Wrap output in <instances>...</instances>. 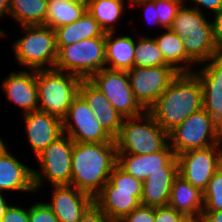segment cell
<instances>
[{"instance_id": "41", "label": "cell", "mask_w": 222, "mask_h": 222, "mask_svg": "<svg viewBox=\"0 0 222 222\" xmlns=\"http://www.w3.org/2000/svg\"><path fill=\"white\" fill-rule=\"evenodd\" d=\"M194 2L196 5L192 8L197 9L198 11L202 12L203 10L200 7L210 10L213 15L219 12L222 9V0H187ZM200 6V7H199Z\"/></svg>"}, {"instance_id": "38", "label": "cell", "mask_w": 222, "mask_h": 222, "mask_svg": "<svg viewBox=\"0 0 222 222\" xmlns=\"http://www.w3.org/2000/svg\"><path fill=\"white\" fill-rule=\"evenodd\" d=\"M130 4L133 6H144L145 18L148 23L156 24L159 27V19L157 17V7H155L154 0H129Z\"/></svg>"}, {"instance_id": "40", "label": "cell", "mask_w": 222, "mask_h": 222, "mask_svg": "<svg viewBox=\"0 0 222 222\" xmlns=\"http://www.w3.org/2000/svg\"><path fill=\"white\" fill-rule=\"evenodd\" d=\"M79 222H113L105 212L93 203L82 215Z\"/></svg>"}, {"instance_id": "25", "label": "cell", "mask_w": 222, "mask_h": 222, "mask_svg": "<svg viewBox=\"0 0 222 222\" xmlns=\"http://www.w3.org/2000/svg\"><path fill=\"white\" fill-rule=\"evenodd\" d=\"M178 172H156L143 181L141 205L149 207L168 206L174 178Z\"/></svg>"}, {"instance_id": "35", "label": "cell", "mask_w": 222, "mask_h": 222, "mask_svg": "<svg viewBox=\"0 0 222 222\" xmlns=\"http://www.w3.org/2000/svg\"><path fill=\"white\" fill-rule=\"evenodd\" d=\"M29 222H58V219L45 202H37L29 208Z\"/></svg>"}, {"instance_id": "27", "label": "cell", "mask_w": 222, "mask_h": 222, "mask_svg": "<svg viewBox=\"0 0 222 222\" xmlns=\"http://www.w3.org/2000/svg\"><path fill=\"white\" fill-rule=\"evenodd\" d=\"M87 6L69 0H48L46 25L52 29L65 26L80 19Z\"/></svg>"}, {"instance_id": "43", "label": "cell", "mask_w": 222, "mask_h": 222, "mask_svg": "<svg viewBox=\"0 0 222 222\" xmlns=\"http://www.w3.org/2000/svg\"><path fill=\"white\" fill-rule=\"evenodd\" d=\"M202 222H222V211H203Z\"/></svg>"}, {"instance_id": "15", "label": "cell", "mask_w": 222, "mask_h": 222, "mask_svg": "<svg viewBox=\"0 0 222 222\" xmlns=\"http://www.w3.org/2000/svg\"><path fill=\"white\" fill-rule=\"evenodd\" d=\"M51 202L48 207L58 222H79L82 215L94 203L89 194L70 185L53 186Z\"/></svg>"}, {"instance_id": "12", "label": "cell", "mask_w": 222, "mask_h": 222, "mask_svg": "<svg viewBox=\"0 0 222 222\" xmlns=\"http://www.w3.org/2000/svg\"><path fill=\"white\" fill-rule=\"evenodd\" d=\"M127 73L134 97L146 111L179 74L172 66L133 67Z\"/></svg>"}, {"instance_id": "17", "label": "cell", "mask_w": 222, "mask_h": 222, "mask_svg": "<svg viewBox=\"0 0 222 222\" xmlns=\"http://www.w3.org/2000/svg\"><path fill=\"white\" fill-rule=\"evenodd\" d=\"M78 94L89 105L102 128L114 139L123 124L124 117L112 106L100 89L89 79H82Z\"/></svg>"}, {"instance_id": "21", "label": "cell", "mask_w": 222, "mask_h": 222, "mask_svg": "<svg viewBox=\"0 0 222 222\" xmlns=\"http://www.w3.org/2000/svg\"><path fill=\"white\" fill-rule=\"evenodd\" d=\"M168 206L189 219H201L204 208L203 192L178 174L172 184Z\"/></svg>"}, {"instance_id": "13", "label": "cell", "mask_w": 222, "mask_h": 222, "mask_svg": "<svg viewBox=\"0 0 222 222\" xmlns=\"http://www.w3.org/2000/svg\"><path fill=\"white\" fill-rule=\"evenodd\" d=\"M222 142L206 148L189 150L177 155L178 174L202 192L218 168Z\"/></svg>"}, {"instance_id": "48", "label": "cell", "mask_w": 222, "mask_h": 222, "mask_svg": "<svg viewBox=\"0 0 222 222\" xmlns=\"http://www.w3.org/2000/svg\"><path fill=\"white\" fill-rule=\"evenodd\" d=\"M6 147L5 142L0 138V152Z\"/></svg>"}, {"instance_id": "34", "label": "cell", "mask_w": 222, "mask_h": 222, "mask_svg": "<svg viewBox=\"0 0 222 222\" xmlns=\"http://www.w3.org/2000/svg\"><path fill=\"white\" fill-rule=\"evenodd\" d=\"M202 102L211 124L222 135V95L202 94Z\"/></svg>"}, {"instance_id": "14", "label": "cell", "mask_w": 222, "mask_h": 222, "mask_svg": "<svg viewBox=\"0 0 222 222\" xmlns=\"http://www.w3.org/2000/svg\"><path fill=\"white\" fill-rule=\"evenodd\" d=\"M117 165L142 181L156 172H178V160L169 144L149 155L117 154Z\"/></svg>"}, {"instance_id": "39", "label": "cell", "mask_w": 222, "mask_h": 222, "mask_svg": "<svg viewBox=\"0 0 222 222\" xmlns=\"http://www.w3.org/2000/svg\"><path fill=\"white\" fill-rule=\"evenodd\" d=\"M1 222H29V209L9 205Z\"/></svg>"}, {"instance_id": "46", "label": "cell", "mask_w": 222, "mask_h": 222, "mask_svg": "<svg viewBox=\"0 0 222 222\" xmlns=\"http://www.w3.org/2000/svg\"><path fill=\"white\" fill-rule=\"evenodd\" d=\"M217 170H218L220 173H222V152H221V154H220V156H219V159H218V168H217Z\"/></svg>"}, {"instance_id": "2", "label": "cell", "mask_w": 222, "mask_h": 222, "mask_svg": "<svg viewBox=\"0 0 222 222\" xmlns=\"http://www.w3.org/2000/svg\"><path fill=\"white\" fill-rule=\"evenodd\" d=\"M116 164L115 142H74L70 186L94 198L108 182Z\"/></svg>"}, {"instance_id": "10", "label": "cell", "mask_w": 222, "mask_h": 222, "mask_svg": "<svg viewBox=\"0 0 222 222\" xmlns=\"http://www.w3.org/2000/svg\"><path fill=\"white\" fill-rule=\"evenodd\" d=\"M89 80L124 118L136 117L146 111L134 97L126 70L103 68Z\"/></svg>"}, {"instance_id": "33", "label": "cell", "mask_w": 222, "mask_h": 222, "mask_svg": "<svg viewBox=\"0 0 222 222\" xmlns=\"http://www.w3.org/2000/svg\"><path fill=\"white\" fill-rule=\"evenodd\" d=\"M161 28H170L185 0H154Z\"/></svg>"}, {"instance_id": "11", "label": "cell", "mask_w": 222, "mask_h": 222, "mask_svg": "<svg viewBox=\"0 0 222 222\" xmlns=\"http://www.w3.org/2000/svg\"><path fill=\"white\" fill-rule=\"evenodd\" d=\"M63 133L77 143L114 142L102 128L89 105L78 94L62 119Z\"/></svg>"}, {"instance_id": "16", "label": "cell", "mask_w": 222, "mask_h": 222, "mask_svg": "<svg viewBox=\"0 0 222 222\" xmlns=\"http://www.w3.org/2000/svg\"><path fill=\"white\" fill-rule=\"evenodd\" d=\"M23 115L27 138L35 156L64 134L62 119L57 116L39 110Z\"/></svg>"}, {"instance_id": "1", "label": "cell", "mask_w": 222, "mask_h": 222, "mask_svg": "<svg viewBox=\"0 0 222 222\" xmlns=\"http://www.w3.org/2000/svg\"><path fill=\"white\" fill-rule=\"evenodd\" d=\"M201 108L202 85L192 72L179 73L147 111L168 134Z\"/></svg>"}, {"instance_id": "50", "label": "cell", "mask_w": 222, "mask_h": 222, "mask_svg": "<svg viewBox=\"0 0 222 222\" xmlns=\"http://www.w3.org/2000/svg\"><path fill=\"white\" fill-rule=\"evenodd\" d=\"M5 34V31L0 30V37H3Z\"/></svg>"}, {"instance_id": "22", "label": "cell", "mask_w": 222, "mask_h": 222, "mask_svg": "<svg viewBox=\"0 0 222 222\" xmlns=\"http://www.w3.org/2000/svg\"><path fill=\"white\" fill-rule=\"evenodd\" d=\"M114 34L105 33L106 68L128 71L133 68L135 40L128 35L114 38Z\"/></svg>"}, {"instance_id": "36", "label": "cell", "mask_w": 222, "mask_h": 222, "mask_svg": "<svg viewBox=\"0 0 222 222\" xmlns=\"http://www.w3.org/2000/svg\"><path fill=\"white\" fill-rule=\"evenodd\" d=\"M155 208L139 205L118 222H154Z\"/></svg>"}, {"instance_id": "32", "label": "cell", "mask_w": 222, "mask_h": 222, "mask_svg": "<svg viewBox=\"0 0 222 222\" xmlns=\"http://www.w3.org/2000/svg\"><path fill=\"white\" fill-rule=\"evenodd\" d=\"M103 187H117V190L142 191L143 181L126 173L117 164L114 166L108 182Z\"/></svg>"}, {"instance_id": "37", "label": "cell", "mask_w": 222, "mask_h": 222, "mask_svg": "<svg viewBox=\"0 0 222 222\" xmlns=\"http://www.w3.org/2000/svg\"><path fill=\"white\" fill-rule=\"evenodd\" d=\"M188 220L189 218L172 207L163 206L155 208L154 222H187Z\"/></svg>"}, {"instance_id": "47", "label": "cell", "mask_w": 222, "mask_h": 222, "mask_svg": "<svg viewBox=\"0 0 222 222\" xmlns=\"http://www.w3.org/2000/svg\"><path fill=\"white\" fill-rule=\"evenodd\" d=\"M69 1L78 2V3H81V4L87 6V5H88V2H89L90 0H69Z\"/></svg>"}, {"instance_id": "42", "label": "cell", "mask_w": 222, "mask_h": 222, "mask_svg": "<svg viewBox=\"0 0 222 222\" xmlns=\"http://www.w3.org/2000/svg\"><path fill=\"white\" fill-rule=\"evenodd\" d=\"M212 21L216 42L222 49V9L214 15Z\"/></svg>"}, {"instance_id": "26", "label": "cell", "mask_w": 222, "mask_h": 222, "mask_svg": "<svg viewBox=\"0 0 222 222\" xmlns=\"http://www.w3.org/2000/svg\"><path fill=\"white\" fill-rule=\"evenodd\" d=\"M48 0H10L9 15L26 25H46Z\"/></svg>"}, {"instance_id": "9", "label": "cell", "mask_w": 222, "mask_h": 222, "mask_svg": "<svg viewBox=\"0 0 222 222\" xmlns=\"http://www.w3.org/2000/svg\"><path fill=\"white\" fill-rule=\"evenodd\" d=\"M168 144L175 155L206 148L222 142V135L211 124L206 111L201 108L168 133Z\"/></svg>"}, {"instance_id": "44", "label": "cell", "mask_w": 222, "mask_h": 222, "mask_svg": "<svg viewBox=\"0 0 222 222\" xmlns=\"http://www.w3.org/2000/svg\"><path fill=\"white\" fill-rule=\"evenodd\" d=\"M5 197L2 194V191H0V222L2 221L5 212L7 208L9 207L8 203L6 202Z\"/></svg>"}, {"instance_id": "18", "label": "cell", "mask_w": 222, "mask_h": 222, "mask_svg": "<svg viewBox=\"0 0 222 222\" xmlns=\"http://www.w3.org/2000/svg\"><path fill=\"white\" fill-rule=\"evenodd\" d=\"M2 87L8 100L24 110L23 114L38 111L36 70L13 71L3 80Z\"/></svg>"}, {"instance_id": "6", "label": "cell", "mask_w": 222, "mask_h": 222, "mask_svg": "<svg viewBox=\"0 0 222 222\" xmlns=\"http://www.w3.org/2000/svg\"><path fill=\"white\" fill-rule=\"evenodd\" d=\"M21 28L24 36L12 44L18 64L31 70L53 69L57 60L54 29L47 25H26Z\"/></svg>"}, {"instance_id": "5", "label": "cell", "mask_w": 222, "mask_h": 222, "mask_svg": "<svg viewBox=\"0 0 222 222\" xmlns=\"http://www.w3.org/2000/svg\"><path fill=\"white\" fill-rule=\"evenodd\" d=\"M81 80L55 68L36 70L38 110L63 119L78 95Z\"/></svg>"}, {"instance_id": "19", "label": "cell", "mask_w": 222, "mask_h": 222, "mask_svg": "<svg viewBox=\"0 0 222 222\" xmlns=\"http://www.w3.org/2000/svg\"><path fill=\"white\" fill-rule=\"evenodd\" d=\"M0 191L36 192L33 169L19 162L7 147L0 152Z\"/></svg>"}, {"instance_id": "24", "label": "cell", "mask_w": 222, "mask_h": 222, "mask_svg": "<svg viewBox=\"0 0 222 222\" xmlns=\"http://www.w3.org/2000/svg\"><path fill=\"white\" fill-rule=\"evenodd\" d=\"M56 45H70L84 39L105 37L97 20L86 11L77 21L54 29Z\"/></svg>"}, {"instance_id": "3", "label": "cell", "mask_w": 222, "mask_h": 222, "mask_svg": "<svg viewBox=\"0 0 222 222\" xmlns=\"http://www.w3.org/2000/svg\"><path fill=\"white\" fill-rule=\"evenodd\" d=\"M185 4L179 9L170 29L183 39L186 54L197 65L205 64L222 55L214 36L213 21L209 22L203 12Z\"/></svg>"}, {"instance_id": "30", "label": "cell", "mask_w": 222, "mask_h": 222, "mask_svg": "<svg viewBox=\"0 0 222 222\" xmlns=\"http://www.w3.org/2000/svg\"><path fill=\"white\" fill-rule=\"evenodd\" d=\"M207 62L199 71L193 72L202 85V94L222 95V55Z\"/></svg>"}, {"instance_id": "45", "label": "cell", "mask_w": 222, "mask_h": 222, "mask_svg": "<svg viewBox=\"0 0 222 222\" xmlns=\"http://www.w3.org/2000/svg\"><path fill=\"white\" fill-rule=\"evenodd\" d=\"M10 0H0V19L8 15Z\"/></svg>"}, {"instance_id": "49", "label": "cell", "mask_w": 222, "mask_h": 222, "mask_svg": "<svg viewBox=\"0 0 222 222\" xmlns=\"http://www.w3.org/2000/svg\"><path fill=\"white\" fill-rule=\"evenodd\" d=\"M187 222H202L201 219H189Z\"/></svg>"}, {"instance_id": "23", "label": "cell", "mask_w": 222, "mask_h": 222, "mask_svg": "<svg viewBox=\"0 0 222 222\" xmlns=\"http://www.w3.org/2000/svg\"><path fill=\"white\" fill-rule=\"evenodd\" d=\"M165 30V33L154 38L158 48L162 52L164 60L179 73L194 72L195 69L191 68L196 63L186 54L183 39L176 35L170 28H166Z\"/></svg>"}, {"instance_id": "4", "label": "cell", "mask_w": 222, "mask_h": 222, "mask_svg": "<svg viewBox=\"0 0 222 222\" xmlns=\"http://www.w3.org/2000/svg\"><path fill=\"white\" fill-rule=\"evenodd\" d=\"M114 142L117 154L149 155L168 144V134L145 111L142 115L124 118Z\"/></svg>"}, {"instance_id": "8", "label": "cell", "mask_w": 222, "mask_h": 222, "mask_svg": "<svg viewBox=\"0 0 222 222\" xmlns=\"http://www.w3.org/2000/svg\"><path fill=\"white\" fill-rule=\"evenodd\" d=\"M73 146L70 137L63 134L36 156L41 169H33L35 191L42 188L45 180L52 186L71 185Z\"/></svg>"}, {"instance_id": "31", "label": "cell", "mask_w": 222, "mask_h": 222, "mask_svg": "<svg viewBox=\"0 0 222 222\" xmlns=\"http://www.w3.org/2000/svg\"><path fill=\"white\" fill-rule=\"evenodd\" d=\"M203 200V211H222V173L218 170L203 191Z\"/></svg>"}, {"instance_id": "7", "label": "cell", "mask_w": 222, "mask_h": 222, "mask_svg": "<svg viewBox=\"0 0 222 222\" xmlns=\"http://www.w3.org/2000/svg\"><path fill=\"white\" fill-rule=\"evenodd\" d=\"M54 68L81 79H90L106 68L105 37L84 39L70 45H56Z\"/></svg>"}, {"instance_id": "28", "label": "cell", "mask_w": 222, "mask_h": 222, "mask_svg": "<svg viewBox=\"0 0 222 222\" xmlns=\"http://www.w3.org/2000/svg\"><path fill=\"white\" fill-rule=\"evenodd\" d=\"M124 10V0H90L87 5V11L97 20L105 33L116 32L114 25Z\"/></svg>"}, {"instance_id": "20", "label": "cell", "mask_w": 222, "mask_h": 222, "mask_svg": "<svg viewBox=\"0 0 222 222\" xmlns=\"http://www.w3.org/2000/svg\"><path fill=\"white\" fill-rule=\"evenodd\" d=\"M142 191L117 190V187H102L94 197V203L113 221L118 222L141 203Z\"/></svg>"}, {"instance_id": "29", "label": "cell", "mask_w": 222, "mask_h": 222, "mask_svg": "<svg viewBox=\"0 0 222 222\" xmlns=\"http://www.w3.org/2000/svg\"><path fill=\"white\" fill-rule=\"evenodd\" d=\"M170 66L162 55L155 39L152 37L140 36L135 40L133 67H156Z\"/></svg>"}]
</instances>
